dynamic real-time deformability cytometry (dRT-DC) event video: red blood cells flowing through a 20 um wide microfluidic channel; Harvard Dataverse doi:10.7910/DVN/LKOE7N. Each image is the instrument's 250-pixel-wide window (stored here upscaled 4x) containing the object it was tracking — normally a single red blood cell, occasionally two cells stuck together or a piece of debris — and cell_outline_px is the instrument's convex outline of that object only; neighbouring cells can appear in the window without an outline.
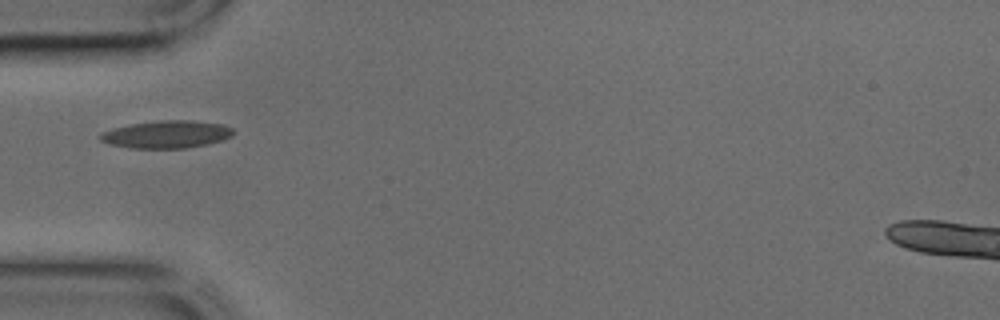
{"species": "common noctule bat (a hibernating species)", "species_latin": "Nyctalus noctula", "temperature_condition": "cold", "stored_images_in_passage": 31, "camera_frame_rate_fps": 3000, "um_per_image_px": 0.085, "animal": {"sex": "male", "body_mass_g": 17.9, "forearm_length_mm": 54.2}, "frame": {"image": 1, "passage_image": 1, "time_ms": 0.0, "image_size_px": [1000, 320], "cell_outline_px": [[236, 132], [232, 136], [224, 140], [208, 144], [184, 148], [132, 148], [108, 144], [100, 140], [100, 132], [112, 128], [132, 124], [156, 120], [192, 120], [224, 124], [232, 128]], "centroid_in_image_um": [14.19, 11.41], "position_along_channel_um": 70.8, "area_um2": 21.62}}
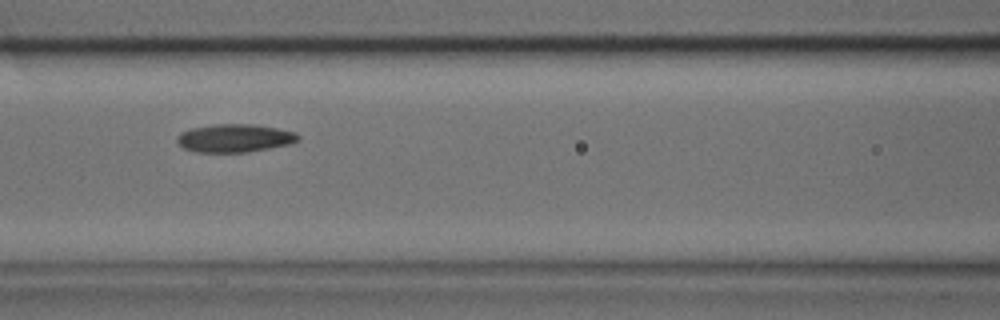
{"frame": {"image": 2, "passage_image": 6, "time_ms": 1.667, "image_size_px": [1000, 320], "cell_outline_px": [[300, 140], [292, 144], [248, 152], [196, 152], [184, 148], [176, 140], [176, 136], [180, 132], [192, 128], [216, 124], [256, 124], [296, 132], [300, 136]], "centroid_in_image_um": [19.98, 11.74], "position_along_channel_um": 146.6, "area_um2": 20.0}}
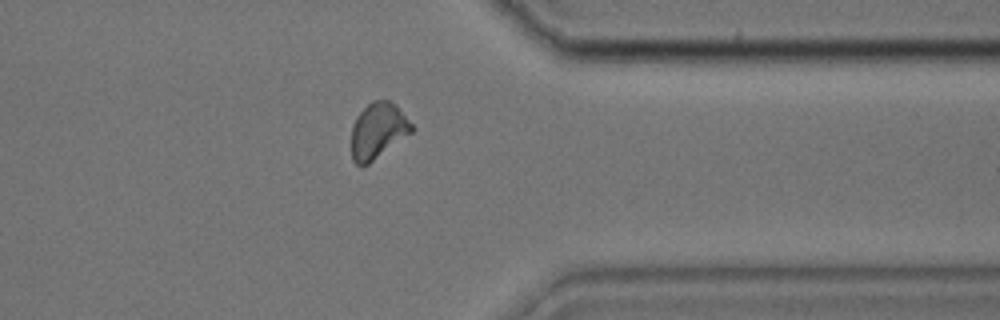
{"frame": {"image": 3, "passage_image": 22, "time_ms": 7.0, "image_size_px": [1000, 320], "cell_outline_px": [[416, 128], [412, 132], [368, 164], [356, 164], [352, 160], [352, 124], [356, 116], [372, 100], [388, 100], [396, 104]], "centroid_in_image_um": [32.14, 11.08], "position_along_channel_um": 379.3, "area_um2": 19.54}}